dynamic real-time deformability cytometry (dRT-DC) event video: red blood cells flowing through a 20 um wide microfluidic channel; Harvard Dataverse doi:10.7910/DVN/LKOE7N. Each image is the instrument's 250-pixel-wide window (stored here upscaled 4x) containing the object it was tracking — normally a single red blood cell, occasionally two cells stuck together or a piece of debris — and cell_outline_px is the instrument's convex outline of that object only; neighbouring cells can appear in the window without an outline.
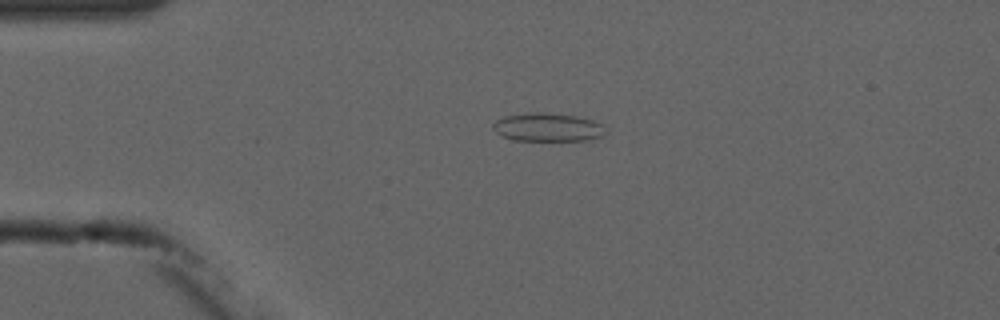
{"species": "common noctule bat (a hibernating species)", "species_latin": "Nyctalus noctula", "temperature_condition": "cold", "stored_images_in_passage": 5, "camera_frame_rate_fps": 3000, "um_per_image_px": 0.085, "animal": {"sex": "male", "forearm_length_mm": 52.5}, "frame": {"image": 1, "passage_image": 3, "time_ms": 3.0, "image_size_px": [1000, 320], "cell_outline_px": [[608, 132], [600, 136], [588, 140], [512, 140], [496, 132], [492, 128], [492, 124], [496, 120], [504, 116], [532, 112], [544, 112], [576, 116], [592, 120], [600, 124]], "centroid_in_image_um": [46.53, 10.81], "position_along_channel_um": 38.5, "area_um2": 18.5}}
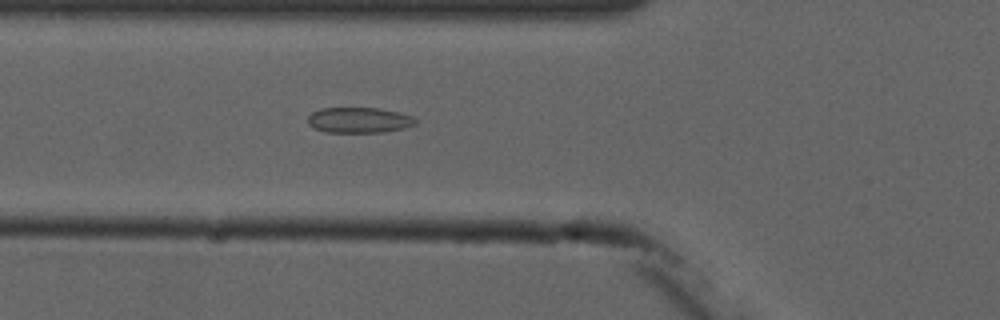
{"frame": {"image": 2, "passage_image": 5, "time_ms": 5.333, "image_size_px": [1000, 320], "cell_outline_px": [[416, 124], [404, 128], [380, 132], [324, 132], [308, 124], [308, 116], [312, 112], [320, 108], [380, 108], [400, 112], [412, 116], [416, 120]], "centroid_in_image_um": [30.52, 10.2], "position_along_channel_um": 95.3, "area_um2": 16.01}}